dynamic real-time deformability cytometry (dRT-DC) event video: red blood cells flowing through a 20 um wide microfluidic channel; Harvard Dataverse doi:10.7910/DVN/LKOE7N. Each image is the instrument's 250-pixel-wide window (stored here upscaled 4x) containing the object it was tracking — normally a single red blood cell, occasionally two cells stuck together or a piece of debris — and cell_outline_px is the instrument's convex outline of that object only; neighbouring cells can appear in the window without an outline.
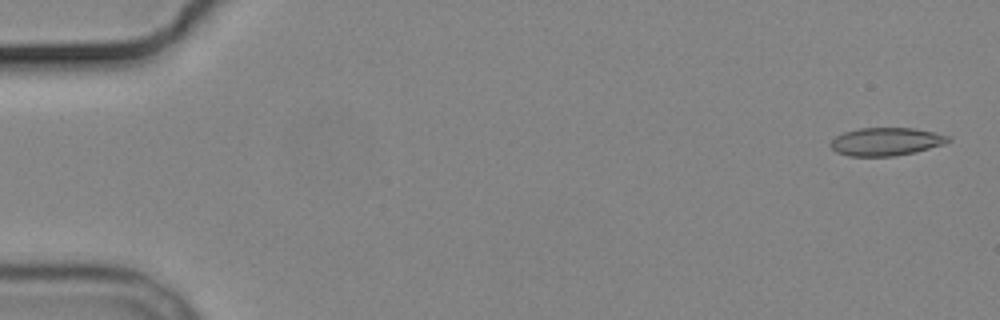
{"species": "common noctule bat (a hibernating species)", "species_latin": "Nyctalus noctula", "temperature_condition": "cold", "stored_images_in_passage": 3, "camera_frame_rate_fps": 3000, "um_per_image_px": 0.085, "animal": {"sex": "male", "body_mass_g": 19.2, "forearm_length_mm": 51.8}, "frame": {"image": 1, "passage_image": 1, "time_ms": 0.0, "image_size_px": [1000, 320], "cell_outline_px": [[952, 140], [944, 144], [916, 152], [896, 156], [848, 156], [836, 152], [832, 148], [832, 140], [836, 136], [844, 132], [860, 128], [912, 128], [932, 132], [948, 136]], "centroid_in_image_um": [75.32, 12.04], "position_along_channel_um": 9.7, "area_um2": 19.07}}